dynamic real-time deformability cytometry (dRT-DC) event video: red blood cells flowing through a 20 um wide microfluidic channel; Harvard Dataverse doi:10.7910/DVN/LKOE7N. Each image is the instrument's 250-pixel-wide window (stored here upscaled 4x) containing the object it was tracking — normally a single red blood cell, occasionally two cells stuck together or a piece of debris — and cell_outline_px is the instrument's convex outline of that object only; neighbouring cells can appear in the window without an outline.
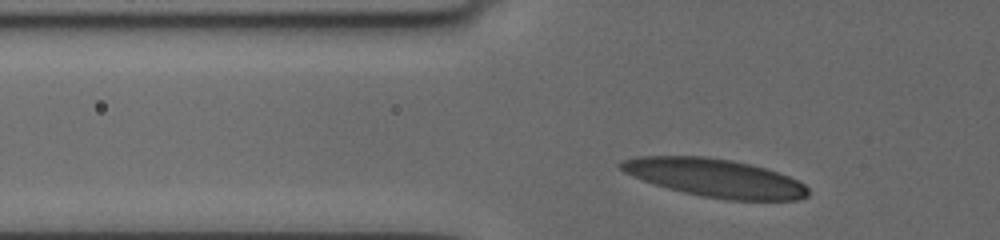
{"species": "human", "species_latin": "Homo sapiens", "temperature_condition": "cold", "stored_images_in_passage": 44, "camera_frame_rate_fps": 3000, "um_per_image_px": 0.085, "donor": {"sex": "female"}, "frame": {"image": 1, "passage_image": 8, "time_ms": 1.667, "image_size_px": [1000, 240], "cell_outline_px": [[808, 196], [800, 200], [728, 200], [704, 196], [684, 192], [668, 188], [632, 176], [624, 172], [616, 164], [620, 160], [636, 156], [704, 156], [732, 160], [752, 164], [788, 176], [804, 184], [808, 188]], "centroid_in_image_um": [60.75, 15.11], "position_along_channel_um": 65.0, "area_um2": 41.56}}
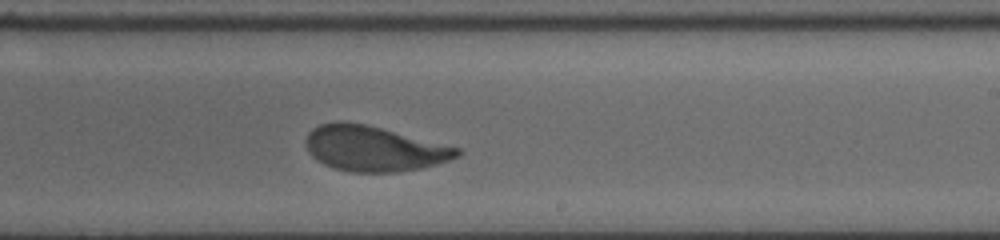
{"frame": {"image": 2, "passage_image": 29, "time_ms": 7.333, "image_size_px": [1000, 240], "cell_outline_px": [[460, 156], [436, 164], [420, 168], [396, 172], [348, 172], [324, 164], [312, 156], [308, 152], [308, 132], [312, 128], [320, 124], [336, 120], [344, 120], [368, 124], [460, 148]], "centroid_in_image_um": [31.77, 12.61], "position_along_channel_um": 257.2, "area_um2": 39.88}}
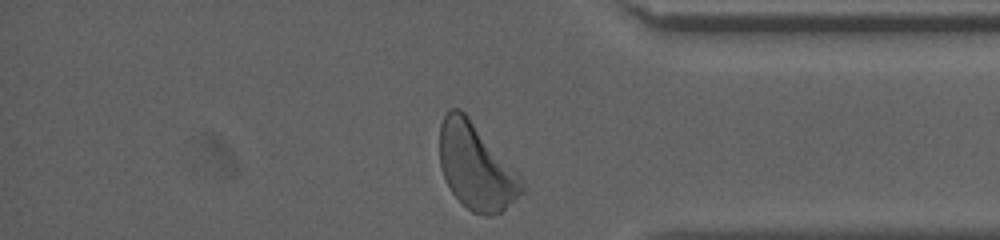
{"frame": {"image": 3, "passage_image": 44, "time_ms": 11.333, "image_size_px": [1000, 240], "cell_outline_px": [[524, 192], [500, 212], [488, 216], [484, 216], [472, 212], [452, 192], [444, 176], [440, 164], [440, 124], [444, 116], [452, 108], [460, 108], [468, 116], [520, 172], [524, 180]], "centroid_in_image_um": [40.51, 14.15], "position_along_channel_um": 394.7, "area_um2": 41.27}, "authors_computed_cell_mechanics": {"area_um2": 40.6334, "velocity_mm_per_s": 3.6257, "shape_relaxation_time_tau1_ms": 3.2031, "shape_relaxation_time_tau2_ms": 1.059, "deformation_change_tau1": 0.177, "deformation_change_tau2": 0.0775}}